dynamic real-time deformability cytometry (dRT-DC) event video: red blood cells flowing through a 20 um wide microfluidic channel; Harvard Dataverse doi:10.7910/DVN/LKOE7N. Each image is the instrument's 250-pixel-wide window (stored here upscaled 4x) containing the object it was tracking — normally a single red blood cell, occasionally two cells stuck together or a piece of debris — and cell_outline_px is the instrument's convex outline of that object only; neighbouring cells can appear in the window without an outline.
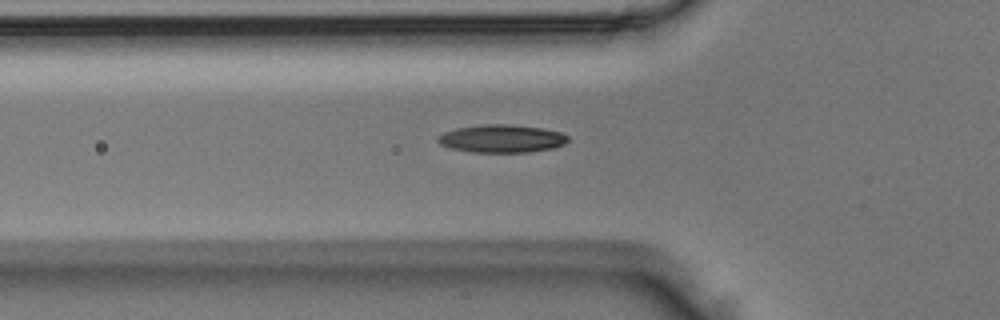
{"species": "Egyptian fruit bat (a non-hibernating species)", "species_latin": "Rousettus aegyptiacus", "temperature_condition": "room temperature", "stored_images_in_passage": 29, "camera_frame_rate_fps": 3000, "um_per_image_px": 0.085, "animal": {"sex": "male"}, "frame": {"image": 1, "passage_image": 2, "time_ms": 0.333, "image_size_px": [1000, 320], "cell_outline_px": [[568, 140], [564, 144], [552, 148], [528, 152], [472, 152], [452, 148], [440, 144], [436, 140], [436, 136], [444, 132], [456, 128], [484, 124], [508, 124], [540, 128], [560, 132], [568, 136]], "centroid_in_image_um": [42.61, 11.78], "position_along_channel_um": 83.2, "area_um2": 21.04}}
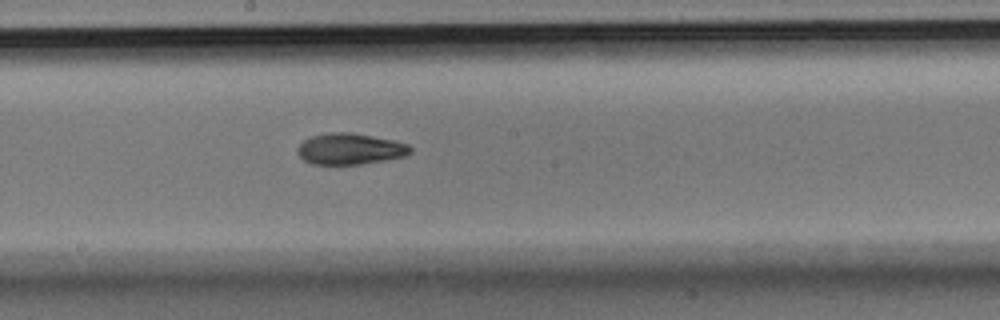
{"frame": {"image": 2, "passage_image": 12, "time_ms": 3.667, "image_size_px": [1000, 320], "cell_outline_px": [[412, 152], [404, 156], [384, 160], [360, 164], [312, 164], [304, 160], [296, 152], [296, 148], [304, 140], [312, 136], [328, 132], [352, 132], [392, 140], [408, 144], [412, 148]], "centroid_in_image_um": [29.73, 12.65], "position_along_channel_um": 218.5, "area_um2": 20.46}}
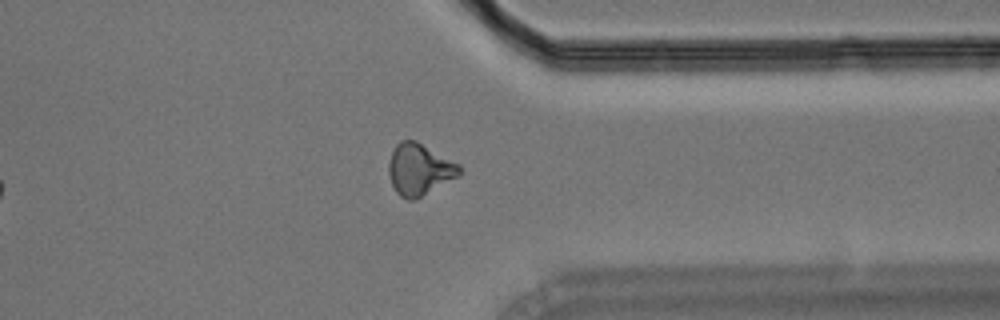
{"frame": {"image": 3, "passage_image": 24, "time_ms": 7.667, "image_size_px": [1000, 320], "cell_outline_px": [[460, 176], [412, 200], [408, 200], [400, 196], [396, 192], [388, 176], [388, 164], [392, 152], [396, 144], [400, 140], [416, 140], [460, 164]], "centroid_in_image_um": [35.64, 14.38], "position_along_channel_um": 375.8, "area_um2": 21.21}}